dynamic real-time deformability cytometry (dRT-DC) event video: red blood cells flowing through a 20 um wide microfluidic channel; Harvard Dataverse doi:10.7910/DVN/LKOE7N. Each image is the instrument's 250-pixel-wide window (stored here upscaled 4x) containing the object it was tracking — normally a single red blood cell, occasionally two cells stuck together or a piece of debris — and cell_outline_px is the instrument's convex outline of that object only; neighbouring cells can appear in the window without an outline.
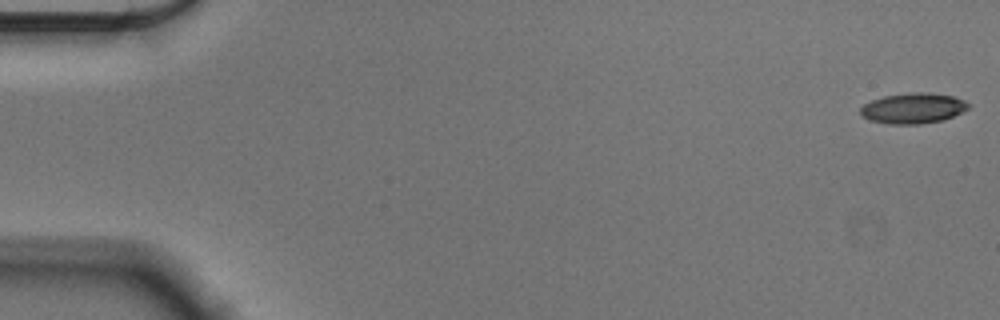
{"species": "Egyptian fruit bat (a non-hibernating species)", "species_latin": "Rousettus aegyptiacus", "temperature_condition": "cold", "stored_images_in_passage": 17, "camera_frame_rate_fps": 3000, "um_per_image_px": 0.085, "animal": {"sex": "male"}, "frame": {"image": 1, "passage_image": 1, "time_ms": 0.0, "image_size_px": [1000, 320], "cell_outline_px": [[968, 108], [944, 120], [920, 124], [888, 124], [868, 120], [860, 116], [860, 108], [864, 104], [872, 100], [884, 96], [912, 92], [928, 92], [952, 96], [964, 100], [968, 104]], "centroid_in_image_um": [77.56, 9.21], "position_along_channel_um": 7.4, "area_um2": 19.19}}
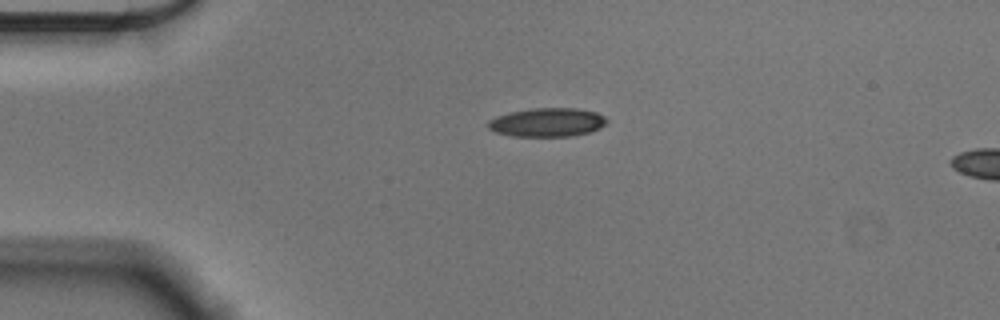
{"frame": {"image": 2, "passage_image": 13, "time_ms": 4.0, "image_size_px": [1000, 320], "cell_outline_px": [[608, 124], [592, 132], [572, 136], [512, 136], [496, 132], [488, 128], [488, 120], [496, 116], [512, 112], [532, 108], [576, 108], [596, 112], [604, 116], [608, 120]], "centroid_in_image_um": [46.56, 10.4], "position_along_channel_um": 38.4, "area_um2": 20.0}}